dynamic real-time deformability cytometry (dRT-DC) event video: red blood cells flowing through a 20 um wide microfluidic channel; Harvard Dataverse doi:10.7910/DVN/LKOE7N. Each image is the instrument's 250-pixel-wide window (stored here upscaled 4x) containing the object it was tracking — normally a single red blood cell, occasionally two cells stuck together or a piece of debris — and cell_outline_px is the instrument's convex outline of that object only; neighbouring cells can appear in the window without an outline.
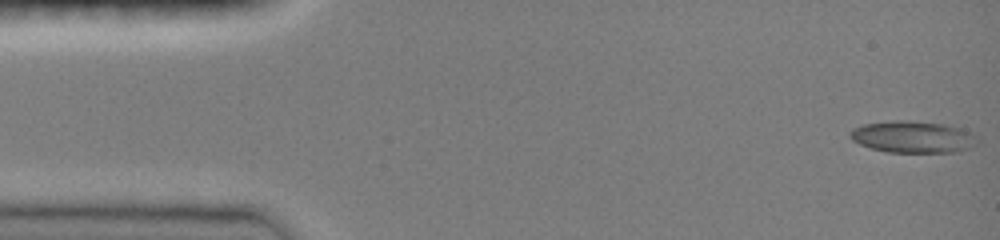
{"species": "common noctule bat (a hibernating species)", "species_latin": "Nyctalus noctula", "temperature_condition": "room temperature", "stored_images_in_passage": 47, "camera_frame_rate_fps": 3000, "um_per_image_px": 0.085, "animal": {"sex": "female", "body_mass_g": 19.0, "forearm_length_mm": 51.5}, "frame": {"image": 1, "passage_image": 1, "time_ms": 0.0, "image_size_px": [1000, 240], "cell_outline_px": [[980, 144], [960, 152], [888, 152], [872, 148], [860, 144], [852, 140], [848, 136], [848, 132], [852, 128], [864, 124], [896, 120], [908, 120], [944, 124], [960, 128], [976, 136], [980, 140]], "centroid_in_image_um": [77.62, 11.64], "position_along_channel_um": 7.4, "area_um2": 23.81}}
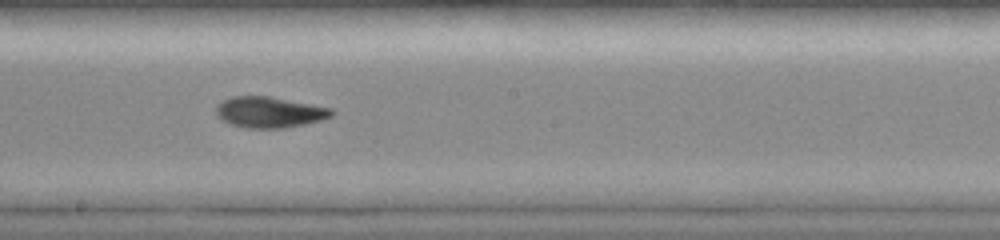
{"frame": {"image": 2, "passage_image": 26, "time_ms": 8.333, "image_size_px": [1000, 240], "cell_outline_px": [[336, 112], [332, 116], [320, 120], [304, 124], [284, 128], [244, 128], [228, 124], [216, 116], [216, 108], [224, 100], [232, 96], [272, 96], [332, 108]], "centroid_in_image_um": [22.91, 9.54], "position_along_channel_um": 225.3, "area_um2": 20.98}}
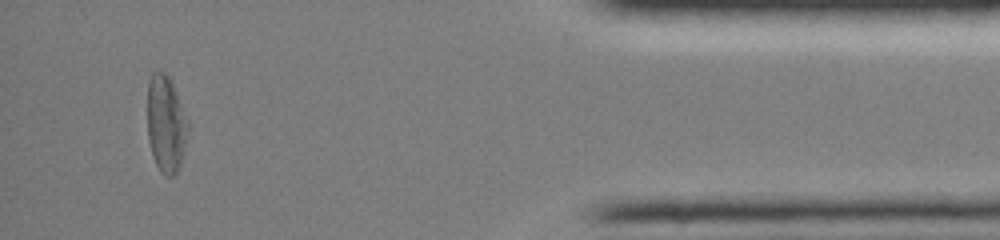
{"frame": {"image": 3, "passage_image": 44, "time_ms": 14.333, "image_size_px": [1000, 240], "cell_outline_px": [[188, 132], [180, 164], [176, 172], [172, 176], [164, 176], [160, 172], [152, 156], [148, 140], [148, 84], [152, 72], [164, 72], [168, 76], [172, 84], [188, 120]], "centroid_in_image_um": [14.09, 10.57], "position_along_channel_um": 421.1, "area_um2": 22.66}, "authors_computed_cell_mechanics": {"area_um2": 21.097, "velocity_mm_per_s": 4.0354, "shape_relaxation_time_tau1_ms": 4.0499, "shape_relaxation_time_tau2_ms": 3.0132, "deformation_change_tau1": 0.1877, "deformation_change_tau2": 0.0942}}